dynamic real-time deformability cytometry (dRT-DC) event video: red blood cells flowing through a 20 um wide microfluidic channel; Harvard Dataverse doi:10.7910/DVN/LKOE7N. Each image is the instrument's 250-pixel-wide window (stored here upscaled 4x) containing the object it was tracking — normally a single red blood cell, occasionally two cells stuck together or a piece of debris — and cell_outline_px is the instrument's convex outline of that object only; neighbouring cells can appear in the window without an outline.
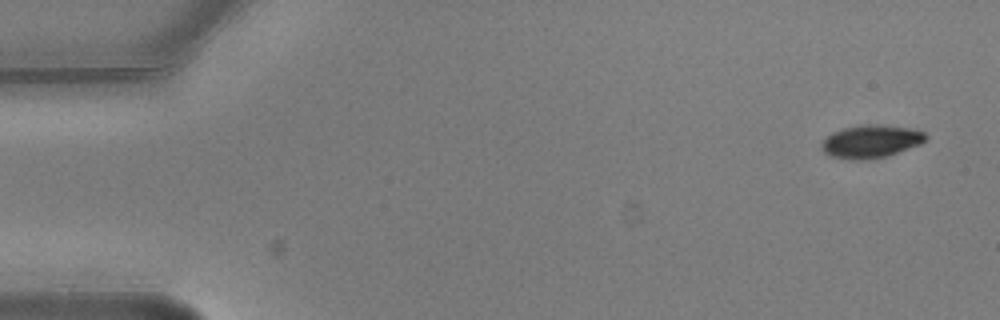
{"species": "common noctule bat (a hibernating species)", "species_latin": "Nyctalus noctula", "temperature_condition": "warm", "stored_images_in_passage": 3, "camera_frame_rate_fps": 3000, "um_per_image_px": 0.085, "animal": {"sex": "male", "body_mass_g": 20.5, "forearm_length_mm": 52.5}, "frame": {"image": 1, "passage_image": 1, "time_ms": 0.0, "image_size_px": [1000, 320], "cell_outline_px": [[928, 140], [920, 144], [888, 156], [864, 160], [852, 160], [828, 156], [820, 148], [820, 144], [832, 132], [844, 128], [860, 124], [872, 124], [912, 128], [924, 132], [928, 136]], "centroid_in_image_um": [74.03, 12.03], "position_along_channel_um": 11.0, "area_um2": 20.23}}